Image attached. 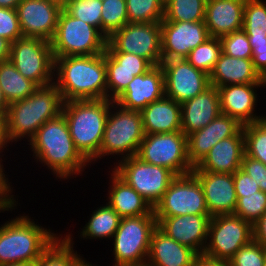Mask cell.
Returning a JSON list of instances; mask_svg holds the SVG:
<instances>
[{
	"label": "cell",
	"mask_w": 266,
	"mask_h": 266,
	"mask_svg": "<svg viewBox=\"0 0 266 266\" xmlns=\"http://www.w3.org/2000/svg\"><path fill=\"white\" fill-rule=\"evenodd\" d=\"M26 144L30 146L32 158L36 159L34 162L46 166L60 181L81 176L87 166L89 168L90 163L75 148L62 113L46 121Z\"/></svg>",
	"instance_id": "6da1fadb"
},
{
	"label": "cell",
	"mask_w": 266,
	"mask_h": 266,
	"mask_svg": "<svg viewBox=\"0 0 266 266\" xmlns=\"http://www.w3.org/2000/svg\"><path fill=\"white\" fill-rule=\"evenodd\" d=\"M54 84L64 102L107 99L105 52L54 58Z\"/></svg>",
	"instance_id": "7a4b0ae2"
},
{
	"label": "cell",
	"mask_w": 266,
	"mask_h": 266,
	"mask_svg": "<svg viewBox=\"0 0 266 266\" xmlns=\"http://www.w3.org/2000/svg\"><path fill=\"white\" fill-rule=\"evenodd\" d=\"M63 104L62 95L54 83L39 86L27 98L10 103L5 115L9 144L12 146L24 139L29 142L46 121L62 113Z\"/></svg>",
	"instance_id": "3957f363"
},
{
	"label": "cell",
	"mask_w": 266,
	"mask_h": 266,
	"mask_svg": "<svg viewBox=\"0 0 266 266\" xmlns=\"http://www.w3.org/2000/svg\"><path fill=\"white\" fill-rule=\"evenodd\" d=\"M8 220L0 225V265L35 263L62 235L39 225L25 213Z\"/></svg>",
	"instance_id": "277c9868"
},
{
	"label": "cell",
	"mask_w": 266,
	"mask_h": 266,
	"mask_svg": "<svg viewBox=\"0 0 266 266\" xmlns=\"http://www.w3.org/2000/svg\"><path fill=\"white\" fill-rule=\"evenodd\" d=\"M112 101L110 99L64 102V115L75 148L90 163L98 154Z\"/></svg>",
	"instance_id": "5b68a950"
},
{
	"label": "cell",
	"mask_w": 266,
	"mask_h": 266,
	"mask_svg": "<svg viewBox=\"0 0 266 266\" xmlns=\"http://www.w3.org/2000/svg\"><path fill=\"white\" fill-rule=\"evenodd\" d=\"M144 136L141 112L123 108L112 101L99 154L90 162V167L105 156L109 158V155H113L112 158L117 156L114 165L122 159L136 156Z\"/></svg>",
	"instance_id": "8992f818"
},
{
	"label": "cell",
	"mask_w": 266,
	"mask_h": 266,
	"mask_svg": "<svg viewBox=\"0 0 266 266\" xmlns=\"http://www.w3.org/2000/svg\"><path fill=\"white\" fill-rule=\"evenodd\" d=\"M157 227L154 211L148 215L121 218L113 238V266L147 263L152 232Z\"/></svg>",
	"instance_id": "52a82bcc"
},
{
	"label": "cell",
	"mask_w": 266,
	"mask_h": 266,
	"mask_svg": "<svg viewBox=\"0 0 266 266\" xmlns=\"http://www.w3.org/2000/svg\"><path fill=\"white\" fill-rule=\"evenodd\" d=\"M50 44L54 58L98 55L106 51L107 38L97 28L62 9Z\"/></svg>",
	"instance_id": "ba28073f"
},
{
	"label": "cell",
	"mask_w": 266,
	"mask_h": 266,
	"mask_svg": "<svg viewBox=\"0 0 266 266\" xmlns=\"http://www.w3.org/2000/svg\"><path fill=\"white\" fill-rule=\"evenodd\" d=\"M136 157L166 167L176 176L189 174L194 168L188 159L187 136L182 131L145 134Z\"/></svg>",
	"instance_id": "9c48e42d"
},
{
	"label": "cell",
	"mask_w": 266,
	"mask_h": 266,
	"mask_svg": "<svg viewBox=\"0 0 266 266\" xmlns=\"http://www.w3.org/2000/svg\"><path fill=\"white\" fill-rule=\"evenodd\" d=\"M254 239L253 225L234 214L211 218L203 256L229 261L242 247Z\"/></svg>",
	"instance_id": "30bf717a"
},
{
	"label": "cell",
	"mask_w": 266,
	"mask_h": 266,
	"mask_svg": "<svg viewBox=\"0 0 266 266\" xmlns=\"http://www.w3.org/2000/svg\"><path fill=\"white\" fill-rule=\"evenodd\" d=\"M106 52H125L145 58L152 66L162 62L161 22L127 23L108 39Z\"/></svg>",
	"instance_id": "8fae6325"
},
{
	"label": "cell",
	"mask_w": 266,
	"mask_h": 266,
	"mask_svg": "<svg viewBox=\"0 0 266 266\" xmlns=\"http://www.w3.org/2000/svg\"><path fill=\"white\" fill-rule=\"evenodd\" d=\"M9 60L23 77L38 86L54 83V57L50 41L21 37L11 43Z\"/></svg>",
	"instance_id": "7c38bea8"
},
{
	"label": "cell",
	"mask_w": 266,
	"mask_h": 266,
	"mask_svg": "<svg viewBox=\"0 0 266 266\" xmlns=\"http://www.w3.org/2000/svg\"><path fill=\"white\" fill-rule=\"evenodd\" d=\"M112 170L153 208L176 177L168 168L145 163L136 156L118 161Z\"/></svg>",
	"instance_id": "4fadbf2b"
},
{
	"label": "cell",
	"mask_w": 266,
	"mask_h": 266,
	"mask_svg": "<svg viewBox=\"0 0 266 266\" xmlns=\"http://www.w3.org/2000/svg\"><path fill=\"white\" fill-rule=\"evenodd\" d=\"M153 211L155 217L210 215L201 184L192 173L176 176Z\"/></svg>",
	"instance_id": "5bb4252c"
},
{
	"label": "cell",
	"mask_w": 266,
	"mask_h": 266,
	"mask_svg": "<svg viewBox=\"0 0 266 266\" xmlns=\"http://www.w3.org/2000/svg\"><path fill=\"white\" fill-rule=\"evenodd\" d=\"M165 96L183 103L210 86L209 75L192 66L185 58L162 60Z\"/></svg>",
	"instance_id": "9a60e30c"
},
{
	"label": "cell",
	"mask_w": 266,
	"mask_h": 266,
	"mask_svg": "<svg viewBox=\"0 0 266 266\" xmlns=\"http://www.w3.org/2000/svg\"><path fill=\"white\" fill-rule=\"evenodd\" d=\"M210 35L204 21H161L162 59L185 58Z\"/></svg>",
	"instance_id": "2e32d148"
},
{
	"label": "cell",
	"mask_w": 266,
	"mask_h": 266,
	"mask_svg": "<svg viewBox=\"0 0 266 266\" xmlns=\"http://www.w3.org/2000/svg\"><path fill=\"white\" fill-rule=\"evenodd\" d=\"M62 9L48 0H21L16 11L23 37L51 41Z\"/></svg>",
	"instance_id": "e0dca14e"
},
{
	"label": "cell",
	"mask_w": 266,
	"mask_h": 266,
	"mask_svg": "<svg viewBox=\"0 0 266 266\" xmlns=\"http://www.w3.org/2000/svg\"><path fill=\"white\" fill-rule=\"evenodd\" d=\"M157 227L171 239L202 255L207 244L210 215L155 217Z\"/></svg>",
	"instance_id": "ac0fdd59"
},
{
	"label": "cell",
	"mask_w": 266,
	"mask_h": 266,
	"mask_svg": "<svg viewBox=\"0 0 266 266\" xmlns=\"http://www.w3.org/2000/svg\"><path fill=\"white\" fill-rule=\"evenodd\" d=\"M260 84H230L218 87L220 111L235 118L241 125L266 119V115L256 113L258 103L257 90ZM257 89V90H256Z\"/></svg>",
	"instance_id": "d6986e66"
},
{
	"label": "cell",
	"mask_w": 266,
	"mask_h": 266,
	"mask_svg": "<svg viewBox=\"0 0 266 266\" xmlns=\"http://www.w3.org/2000/svg\"><path fill=\"white\" fill-rule=\"evenodd\" d=\"M191 173L201 184L211 217L234 214L237 195L233 174L208 171H192Z\"/></svg>",
	"instance_id": "ffe728a7"
},
{
	"label": "cell",
	"mask_w": 266,
	"mask_h": 266,
	"mask_svg": "<svg viewBox=\"0 0 266 266\" xmlns=\"http://www.w3.org/2000/svg\"><path fill=\"white\" fill-rule=\"evenodd\" d=\"M164 96V73L161 65H157L146 73L135 76L115 102L123 108L141 112Z\"/></svg>",
	"instance_id": "44dd1931"
},
{
	"label": "cell",
	"mask_w": 266,
	"mask_h": 266,
	"mask_svg": "<svg viewBox=\"0 0 266 266\" xmlns=\"http://www.w3.org/2000/svg\"><path fill=\"white\" fill-rule=\"evenodd\" d=\"M243 125L235 118L220 113L201 130L187 136L188 159L196 167L219 141L234 136Z\"/></svg>",
	"instance_id": "7402d4cb"
},
{
	"label": "cell",
	"mask_w": 266,
	"mask_h": 266,
	"mask_svg": "<svg viewBox=\"0 0 266 266\" xmlns=\"http://www.w3.org/2000/svg\"><path fill=\"white\" fill-rule=\"evenodd\" d=\"M244 154L245 139L241 128L234 136L216 143L192 171L233 174L240 169Z\"/></svg>",
	"instance_id": "603a6c76"
},
{
	"label": "cell",
	"mask_w": 266,
	"mask_h": 266,
	"mask_svg": "<svg viewBox=\"0 0 266 266\" xmlns=\"http://www.w3.org/2000/svg\"><path fill=\"white\" fill-rule=\"evenodd\" d=\"M220 111L218 89L210 85L196 97L181 103L182 132L188 136L212 122Z\"/></svg>",
	"instance_id": "cb8c5ba5"
},
{
	"label": "cell",
	"mask_w": 266,
	"mask_h": 266,
	"mask_svg": "<svg viewBox=\"0 0 266 266\" xmlns=\"http://www.w3.org/2000/svg\"><path fill=\"white\" fill-rule=\"evenodd\" d=\"M246 0H207L205 19L210 37L221 38L243 29Z\"/></svg>",
	"instance_id": "d4e9b609"
},
{
	"label": "cell",
	"mask_w": 266,
	"mask_h": 266,
	"mask_svg": "<svg viewBox=\"0 0 266 266\" xmlns=\"http://www.w3.org/2000/svg\"><path fill=\"white\" fill-rule=\"evenodd\" d=\"M199 255L187 246L171 239L158 227L150 239L147 264L150 266H194Z\"/></svg>",
	"instance_id": "484cf974"
},
{
	"label": "cell",
	"mask_w": 266,
	"mask_h": 266,
	"mask_svg": "<svg viewBox=\"0 0 266 266\" xmlns=\"http://www.w3.org/2000/svg\"><path fill=\"white\" fill-rule=\"evenodd\" d=\"M111 171V172H110ZM109 172L107 203L121 218L148 215L153 207L112 169ZM111 183V184H110Z\"/></svg>",
	"instance_id": "4316f807"
},
{
	"label": "cell",
	"mask_w": 266,
	"mask_h": 266,
	"mask_svg": "<svg viewBox=\"0 0 266 266\" xmlns=\"http://www.w3.org/2000/svg\"><path fill=\"white\" fill-rule=\"evenodd\" d=\"M145 134L182 131L181 104L169 97L152 102L141 111Z\"/></svg>",
	"instance_id": "83f0119b"
},
{
	"label": "cell",
	"mask_w": 266,
	"mask_h": 266,
	"mask_svg": "<svg viewBox=\"0 0 266 266\" xmlns=\"http://www.w3.org/2000/svg\"><path fill=\"white\" fill-rule=\"evenodd\" d=\"M209 81L216 88L230 84H260L252 59L231 57L223 52L209 75Z\"/></svg>",
	"instance_id": "f1b7e54d"
},
{
	"label": "cell",
	"mask_w": 266,
	"mask_h": 266,
	"mask_svg": "<svg viewBox=\"0 0 266 266\" xmlns=\"http://www.w3.org/2000/svg\"><path fill=\"white\" fill-rule=\"evenodd\" d=\"M91 212L88 222L82 226V231L79 230L78 235L80 234L79 237H81L79 239H107L111 241L119 227L121 217L107 202Z\"/></svg>",
	"instance_id": "f546056e"
},
{
	"label": "cell",
	"mask_w": 266,
	"mask_h": 266,
	"mask_svg": "<svg viewBox=\"0 0 266 266\" xmlns=\"http://www.w3.org/2000/svg\"><path fill=\"white\" fill-rule=\"evenodd\" d=\"M38 87L23 77L10 60L0 62V88L8 104L27 98Z\"/></svg>",
	"instance_id": "4dcf8cb0"
},
{
	"label": "cell",
	"mask_w": 266,
	"mask_h": 266,
	"mask_svg": "<svg viewBox=\"0 0 266 266\" xmlns=\"http://www.w3.org/2000/svg\"><path fill=\"white\" fill-rule=\"evenodd\" d=\"M35 262V266H77L83 256L74 251V236L66 232ZM79 253V254H78Z\"/></svg>",
	"instance_id": "1f68e13d"
},
{
	"label": "cell",
	"mask_w": 266,
	"mask_h": 266,
	"mask_svg": "<svg viewBox=\"0 0 266 266\" xmlns=\"http://www.w3.org/2000/svg\"><path fill=\"white\" fill-rule=\"evenodd\" d=\"M243 30L251 46L266 45V0H246Z\"/></svg>",
	"instance_id": "d6a6232c"
},
{
	"label": "cell",
	"mask_w": 266,
	"mask_h": 266,
	"mask_svg": "<svg viewBox=\"0 0 266 266\" xmlns=\"http://www.w3.org/2000/svg\"><path fill=\"white\" fill-rule=\"evenodd\" d=\"M206 1L207 0H166L164 2V19L162 21H204Z\"/></svg>",
	"instance_id": "836d02e7"
},
{
	"label": "cell",
	"mask_w": 266,
	"mask_h": 266,
	"mask_svg": "<svg viewBox=\"0 0 266 266\" xmlns=\"http://www.w3.org/2000/svg\"><path fill=\"white\" fill-rule=\"evenodd\" d=\"M222 52L220 38L210 37L192 49L185 59L196 69L210 75Z\"/></svg>",
	"instance_id": "e575fe53"
},
{
	"label": "cell",
	"mask_w": 266,
	"mask_h": 266,
	"mask_svg": "<svg viewBox=\"0 0 266 266\" xmlns=\"http://www.w3.org/2000/svg\"><path fill=\"white\" fill-rule=\"evenodd\" d=\"M129 23L161 22L164 19L163 0H126Z\"/></svg>",
	"instance_id": "d590c367"
},
{
	"label": "cell",
	"mask_w": 266,
	"mask_h": 266,
	"mask_svg": "<svg viewBox=\"0 0 266 266\" xmlns=\"http://www.w3.org/2000/svg\"><path fill=\"white\" fill-rule=\"evenodd\" d=\"M128 22L126 0H103L101 33L108 39Z\"/></svg>",
	"instance_id": "8d00e7d4"
},
{
	"label": "cell",
	"mask_w": 266,
	"mask_h": 266,
	"mask_svg": "<svg viewBox=\"0 0 266 266\" xmlns=\"http://www.w3.org/2000/svg\"><path fill=\"white\" fill-rule=\"evenodd\" d=\"M245 154L266 165V119L242 126Z\"/></svg>",
	"instance_id": "74e56055"
},
{
	"label": "cell",
	"mask_w": 266,
	"mask_h": 266,
	"mask_svg": "<svg viewBox=\"0 0 266 266\" xmlns=\"http://www.w3.org/2000/svg\"><path fill=\"white\" fill-rule=\"evenodd\" d=\"M63 9L69 15L92 25L101 32L102 1L68 0Z\"/></svg>",
	"instance_id": "f35d334b"
},
{
	"label": "cell",
	"mask_w": 266,
	"mask_h": 266,
	"mask_svg": "<svg viewBox=\"0 0 266 266\" xmlns=\"http://www.w3.org/2000/svg\"><path fill=\"white\" fill-rule=\"evenodd\" d=\"M266 213V193L263 191L237 199L234 215L254 225Z\"/></svg>",
	"instance_id": "ab89813d"
},
{
	"label": "cell",
	"mask_w": 266,
	"mask_h": 266,
	"mask_svg": "<svg viewBox=\"0 0 266 266\" xmlns=\"http://www.w3.org/2000/svg\"><path fill=\"white\" fill-rule=\"evenodd\" d=\"M106 70L148 71L153 66L142 57L125 52H106Z\"/></svg>",
	"instance_id": "60d3db41"
},
{
	"label": "cell",
	"mask_w": 266,
	"mask_h": 266,
	"mask_svg": "<svg viewBox=\"0 0 266 266\" xmlns=\"http://www.w3.org/2000/svg\"><path fill=\"white\" fill-rule=\"evenodd\" d=\"M222 52L231 57L252 59V46L246 32L241 29L220 38Z\"/></svg>",
	"instance_id": "b9f144b4"
},
{
	"label": "cell",
	"mask_w": 266,
	"mask_h": 266,
	"mask_svg": "<svg viewBox=\"0 0 266 266\" xmlns=\"http://www.w3.org/2000/svg\"><path fill=\"white\" fill-rule=\"evenodd\" d=\"M228 262L230 266H264L266 248L253 239L242 246Z\"/></svg>",
	"instance_id": "7bdbcfd3"
},
{
	"label": "cell",
	"mask_w": 266,
	"mask_h": 266,
	"mask_svg": "<svg viewBox=\"0 0 266 266\" xmlns=\"http://www.w3.org/2000/svg\"><path fill=\"white\" fill-rule=\"evenodd\" d=\"M147 71L106 70L107 99L115 101L135 76Z\"/></svg>",
	"instance_id": "ee69618b"
},
{
	"label": "cell",
	"mask_w": 266,
	"mask_h": 266,
	"mask_svg": "<svg viewBox=\"0 0 266 266\" xmlns=\"http://www.w3.org/2000/svg\"><path fill=\"white\" fill-rule=\"evenodd\" d=\"M0 37L11 43L23 37L16 9L0 7Z\"/></svg>",
	"instance_id": "f6af8a7d"
},
{
	"label": "cell",
	"mask_w": 266,
	"mask_h": 266,
	"mask_svg": "<svg viewBox=\"0 0 266 266\" xmlns=\"http://www.w3.org/2000/svg\"><path fill=\"white\" fill-rule=\"evenodd\" d=\"M240 169L247 173L266 193V165L244 154Z\"/></svg>",
	"instance_id": "bcb514c9"
},
{
	"label": "cell",
	"mask_w": 266,
	"mask_h": 266,
	"mask_svg": "<svg viewBox=\"0 0 266 266\" xmlns=\"http://www.w3.org/2000/svg\"><path fill=\"white\" fill-rule=\"evenodd\" d=\"M4 150H0V208L14 207L18 206V201H16V195L14 198L13 188L8 175L5 174V168L2 159L5 154H2ZM3 161V162H2ZM11 184V185H10Z\"/></svg>",
	"instance_id": "7dc6e473"
},
{
	"label": "cell",
	"mask_w": 266,
	"mask_h": 266,
	"mask_svg": "<svg viewBox=\"0 0 266 266\" xmlns=\"http://www.w3.org/2000/svg\"><path fill=\"white\" fill-rule=\"evenodd\" d=\"M233 181L237 199L244 197V195H250L260 191V188L256 181H254L247 173H245L241 169H238L233 173Z\"/></svg>",
	"instance_id": "c3c4849f"
},
{
	"label": "cell",
	"mask_w": 266,
	"mask_h": 266,
	"mask_svg": "<svg viewBox=\"0 0 266 266\" xmlns=\"http://www.w3.org/2000/svg\"><path fill=\"white\" fill-rule=\"evenodd\" d=\"M252 62L259 74L266 68V45L252 46Z\"/></svg>",
	"instance_id": "681fc988"
},
{
	"label": "cell",
	"mask_w": 266,
	"mask_h": 266,
	"mask_svg": "<svg viewBox=\"0 0 266 266\" xmlns=\"http://www.w3.org/2000/svg\"><path fill=\"white\" fill-rule=\"evenodd\" d=\"M254 240L266 248V213L253 225Z\"/></svg>",
	"instance_id": "f907efd6"
},
{
	"label": "cell",
	"mask_w": 266,
	"mask_h": 266,
	"mask_svg": "<svg viewBox=\"0 0 266 266\" xmlns=\"http://www.w3.org/2000/svg\"><path fill=\"white\" fill-rule=\"evenodd\" d=\"M194 266H230V264L228 261L214 260L203 255H199L195 260Z\"/></svg>",
	"instance_id": "816d5d0a"
},
{
	"label": "cell",
	"mask_w": 266,
	"mask_h": 266,
	"mask_svg": "<svg viewBox=\"0 0 266 266\" xmlns=\"http://www.w3.org/2000/svg\"><path fill=\"white\" fill-rule=\"evenodd\" d=\"M9 142L6 136L5 114L0 113V150H7ZM6 148V149H5Z\"/></svg>",
	"instance_id": "f5cc1de1"
},
{
	"label": "cell",
	"mask_w": 266,
	"mask_h": 266,
	"mask_svg": "<svg viewBox=\"0 0 266 266\" xmlns=\"http://www.w3.org/2000/svg\"><path fill=\"white\" fill-rule=\"evenodd\" d=\"M11 42L0 37V62L10 59Z\"/></svg>",
	"instance_id": "db71d44e"
},
{
	"label": "cell",
	"mask_w": 266,
	"mask_h": 266,
	"mask_svg": "<svg viewBox=\"0 0 266 266\" xmlns=\"http://www.w3.org/2000/svg\"><path fill=\"white\" fill-rule=\"evenodd\" d=\"M21 0H0V7L16 9Z\"/></svg>",
	"instance_id": "11a10c76"
},
{
	"label": "cell",
	"mask_w": 266,
	"mask_h": 266,
	"mask_svg": "<svg viewBox=\"0 0 266 266\" xmlns=\"http://www.w3.org/2000/svg\"><path fill=\"white\" fill-rule=\"evenodd\" d=\"M9 104L7 103L4 95L2 93V89L0 88V113L5 114L7 113Z\"/></svg>",
	"instance_id": "9f6ffc18"
},
{
	"label": "cell",
	"mask_w": 266,
	"mask_h": 266,
	"mask_svg": "<svg viewBox=\"0 0 266 266\" xmlns=\"http://www.w3.org/2000/svg\"><path fill=\"white\" fill-rule=\"evenodd\" d=\"M259 83L261 88L266 87V68L259 74Z\"/></svg>",
	"instance_id": "6f0895ef"
},
{
	"label": "cell",
	"mask_w": 266,
	"mask_h": 266,
	"mask_svg": "<svg viewBox=\"0 0 266 266\" xmlns=\"http://www.w3.org/2000/svg\"><path fill=\"white\" fill-rule=\"evenodd\" d=\"M0 266H35V263L19 262V263L3 264V265H0Z\"/></svg>",
	"instance_id": "680465c9"
},
{
	"label": "cell",
	"mask_w": 266,
	"mask_h": 266,
	"mask_svg": "<svg viewBox=\"0 0 266 266\" xmlns=\"http://www.w3.org/2000/svg\"><path fill=\"white\" fill-rule=\"evenodd\" d=\"M48 1L59 5L61 8H64L68 2V0H48Z\"/></svg>",
	"instance_id": "91938a15"
},
{
	"label": "cell",
	"mask_w": 266,
	"mask_h": 266,
	"mask_svg": "<svg viewBox=\"0 0 266 266\" xmlns=\"http://www.w3.org/2000/svg\"><path fill=\"white\" fill-rule=\"evenodd\" d=\"M77 266H98V265L96 263L93 264L92 262L87 261L86 258L84 257V259Z\"/></svg>",
	"instance_id": "94428289"
},
{
	"label": "cell",
	"mask_w": 266,
	"mask_h": 266,
	"mask_svg": "<svg viewBox=\"0 0 266 266\" xmlns=\"http://www.w3.org/2000/svg\"><path fill=\"white\" fill-rule=\"evenodd\" d=\"M16 207L17 206H14V207H7V208H0V213L2 212H4L5 213V211H15V209H16Z\"/></svg>",
	"instance_id": "6125c7cd"
},
{
	"label": "cell",
	"mask_w": 266,
	"mask_h": 266,
	"mask_svg": "<svg viewBox=\"0 0 266 266\" xmlns=\"http://www.w3.org/2000/svg\"><path fill=\"white\" fill-rule=\"evenodd\" d=\"M137 266H150V265H148V264L146 263V264H143V265H137Z\"/></svg>",
	"instance_id": "be15d7a7"
}]
</instances>
